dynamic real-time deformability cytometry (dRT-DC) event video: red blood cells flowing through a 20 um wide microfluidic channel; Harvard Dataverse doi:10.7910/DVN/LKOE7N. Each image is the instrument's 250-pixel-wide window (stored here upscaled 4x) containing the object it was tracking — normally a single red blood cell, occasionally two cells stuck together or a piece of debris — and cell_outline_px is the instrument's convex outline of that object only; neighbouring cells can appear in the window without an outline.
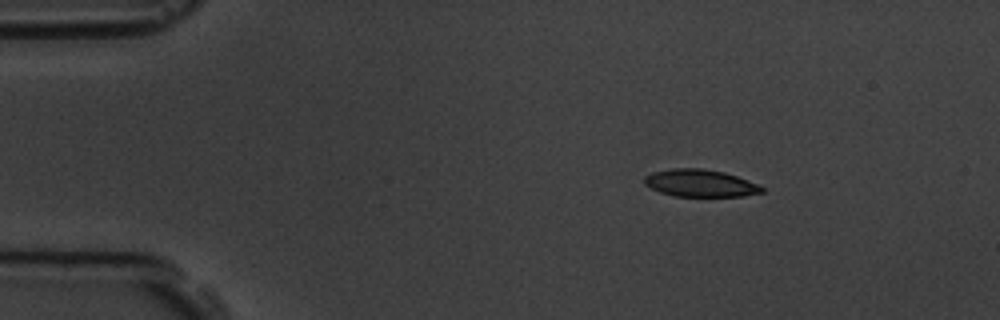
{"species": "common noctule bat (a hibernating species)", "species_latin": "Nyctalus noctula", "temperature_condition": "room temperature", "stored_images_in_passage": 10, "camera_frame_rate_fps": 3000, "um_per_image_px": 0.085, "animal": {"sex": "male", "body_mass_g": 19.5, "forearm_length_mm": 54.6}, "frame": {"image": 1, "passage_image": 1, "time_ms": 0.0, "image_size_px": [1000, 320], "cell_outline_px": [[764, 192], [740, 196], [676, 196], [660, 192], [644, 184], [644, 176], [652, 172], [672, 168], [700, 168], [724, 172], [736, 176], [756, 184], [764, 188]], "centroid_in_image_um": [59.48, 15.56], "position_along_channel_um": 25.5, "area_um2": 18.5}}
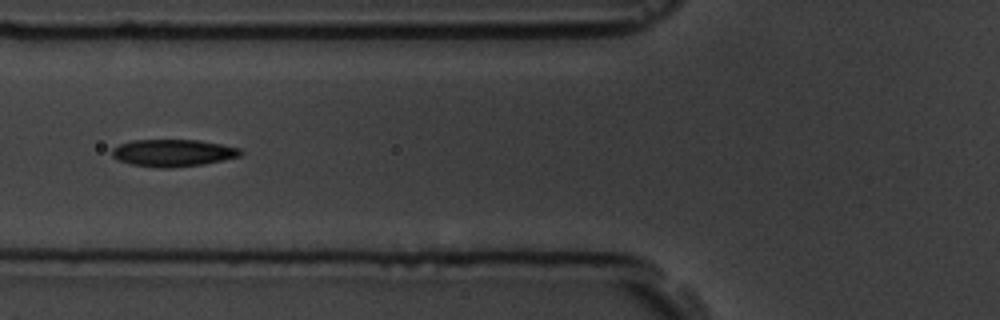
{"frame": {"image": 2, "passage_image": 5, "time_ms": 4.333, "image_size_px": [1000, 320], "cell_outline_px": [[244, 152], [240, 156], [224, 160], [204, 164], [172, 168], [160, 168], [132, 164], [120, 160], [112, 156], [112, 148], [120, 144], [132, 140], [200, 140], [240, 148]], "centroid_in_image_um": [14.74, 13.0], "position_along_channel_um": 111.1, "area_um2": 20.35}}
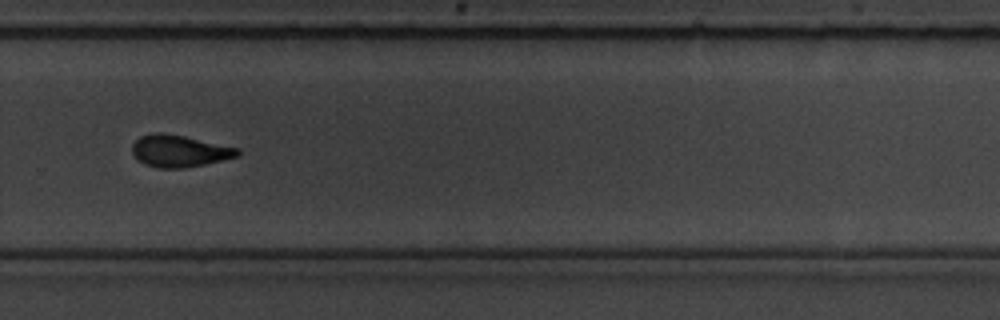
{"frame": {"image": 3, "passage_image": 10, "time_ms": 10.0, "image_size_px": [1000, 320], "cell_outline_px": [[240, 152], [236, 156], [204, 164], [184, 168], [160, 168], [144, 164], [136, 160], [132, 152], [132, 144], [140, 136], [156, 132], [164, 132], [184, 136], [240, 148]], "centroid_in_image_um": [15.19, 12.83], "position_along_channel_um": 314.6, "area_um2": 19.59}}